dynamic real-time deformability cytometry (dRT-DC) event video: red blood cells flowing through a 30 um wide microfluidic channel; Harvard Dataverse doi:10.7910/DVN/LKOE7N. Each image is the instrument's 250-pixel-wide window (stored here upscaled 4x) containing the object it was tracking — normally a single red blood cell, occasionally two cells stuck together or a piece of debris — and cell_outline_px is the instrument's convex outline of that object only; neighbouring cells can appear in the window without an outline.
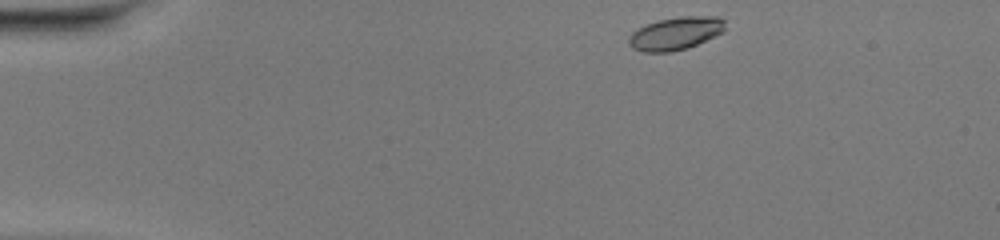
{"species": "common noctule bat (a hibernating species)", "species_latin": "Nyctalus noctula", "temperature_condition": "warm", "stored_images_in_passage": 42, "camera_frame_rate_fps": 3000, "um_per_image_px": 0.085, "animal": {"sex": "female", "body_mass_g": 20.0, "forearm_length_mm": 54.0}, "frame": {"image": 1, "passage_image": 1, "time_ms": 0.0, "image_size_px": [1000, 240], "cell_outline_px": [[724, 32], [688, 48], [672, 52], [644, 52], [632, 48], [628, 44], [628, 36], [632, 32], [648, 24], [660, 20], [680, 16], [720, 16], [724, 20]], "centroid_in_image_um": [57.43, 2.85], "position_along_channel_um": 27.6, "area_um2": 18.5}}
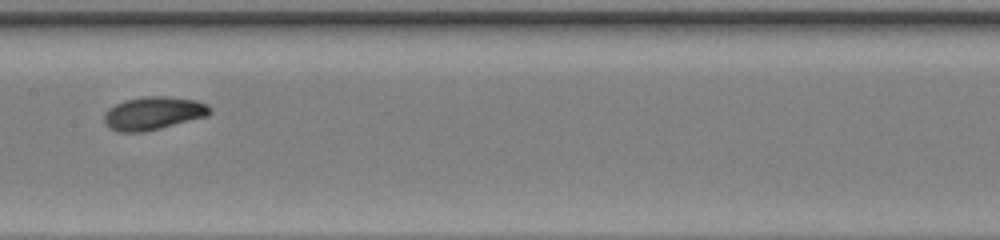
{"frame": {"image": 2, "passage_image": 19, "time_ms": 6.0, "image_size_px": [1000, 240], "cell_outline_px": [[212, 112], [208, 116], [144, 132], [120, 132], [108, 128], [104, 124], [104, 116], [108, 108], [124, 100], [144, 96], [164, 96], [196, 100], [208, 104], [212, 108]], "centroid_in_image_um": [13.04, 9.62], "position_along_channel_um": 194.4, "area_um2": 20.58}}
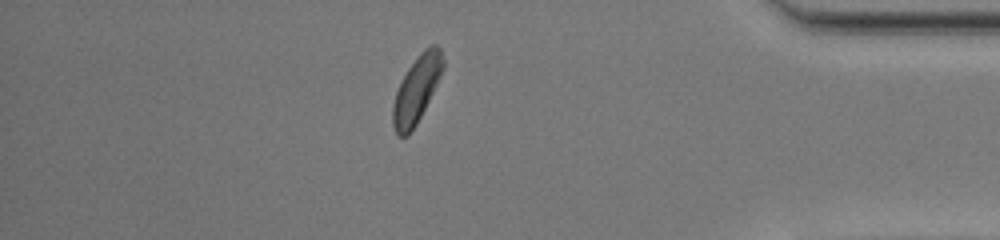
{"frame": {"image": 3, "passage_image": 36, "time_ms": 11.667, "image_size_px": [1000, 240], "cell_outline_px": [[444, 68], [416, 124], [408, 136], [396, 136], [392, 124], [392, 104], [396, 92], [408, 68], [420, 52], [424, 48], [432, 44], [436, 44], [440, 48], [444, 60]], "centroid_in_image_um": [35.39, 7.6], "position_along_channel_um": 399.8, "area_um2": 19.25}, "authors_computed_cell_mechanics": {"area_um2": 19.1896, "velocity_mm_per_s": 4.1747, "shape_relaxation_time_tau1_ms": 1.4251, "shape_relaxation_time_tau2_ms": 3.2493, "deformation_change_tau1": 0.1212, "deformation_change_tau2": 0.0886}}